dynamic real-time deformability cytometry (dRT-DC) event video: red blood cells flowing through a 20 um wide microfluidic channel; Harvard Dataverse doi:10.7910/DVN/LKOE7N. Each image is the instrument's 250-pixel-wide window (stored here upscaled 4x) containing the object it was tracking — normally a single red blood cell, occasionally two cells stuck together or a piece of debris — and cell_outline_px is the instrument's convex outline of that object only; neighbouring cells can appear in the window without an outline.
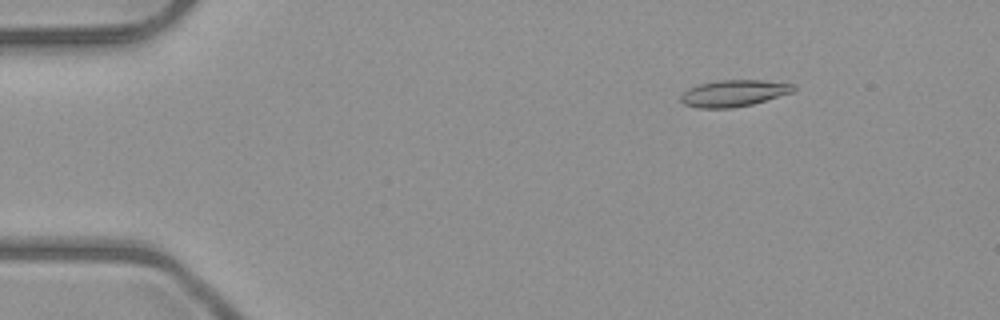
{"species": "common noctule bat (a hibernating species)", "species_latin": "Nyctalus noctula", "temperature_condition": "room temperature", "stored_images_in_passage": 3, "camera_frame_rate_fps": 3000, "um_per_image_px": 0.085, "animal": {"sex": "male", "body_mass_g": 23.1, "forearm_length_mm": 52.7}, "frame": {"image": 1, "passage_image": 1, "time_ms": 0.0, "image_size_px": [1000, 320], "cell_outline_px": [[796, 88], [792, 92], [752, 104], [732, 108], [696, 108], [684, 104], [680, 100], [680, 96], [688, 88], [700, 84], [720, 80], [764, 80], [792, 84]], "centroid_in_image_um": [62.34, 7.93], "position_along_channel_um": 22.7, "area_um2": 17.34}}